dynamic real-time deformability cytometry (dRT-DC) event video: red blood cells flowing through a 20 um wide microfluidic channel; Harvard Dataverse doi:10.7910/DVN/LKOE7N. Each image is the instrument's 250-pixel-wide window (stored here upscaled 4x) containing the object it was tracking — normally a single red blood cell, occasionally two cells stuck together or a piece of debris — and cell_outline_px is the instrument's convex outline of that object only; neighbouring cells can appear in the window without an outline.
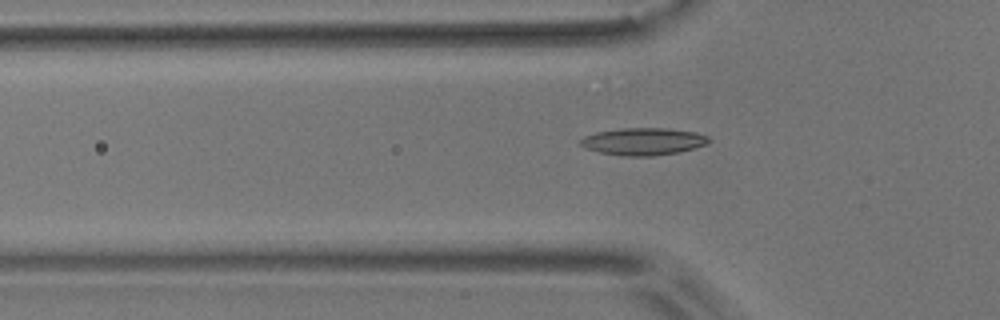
{"species": "common noctule bat (a hibernating species)", "species_latin": "Nyctalus noctula", "temperature_condition": "room temperature", "stored_images_in_passage": 50, "camera_frame_rate_fps": 3000, "um_per_image_px": 0.085, "animal": {"sex": "male", "body_mass_g": 17.9}, "frame": {"image": 1, "passage_image": 18, "time_ms": 5.667, "image_size_px": [1000, 320], "cell_outline_px": [[712, 140], [704, 144], [680, 152], [652, 156], [624, 156], [600, 152], [584, 148], [580, 144], [580, 140], [584, 136], [596, 132], [624, 128], [664, 128], [692, 132], [708, 136]], "centroid_in_image_um": [54.64, 12.03], "position_along_channel_um": 71.2, "area_um2": 20.17}}
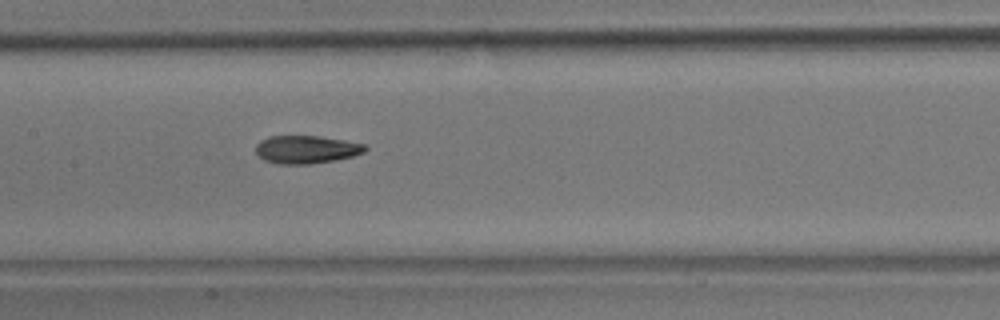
{"frame": {"image": 2, "passage_image": 27, "time_ms": 8.667, "image_size_px": [1000, 320], "cell_outline_px": [[368, 148], [364, 152], [352, 156], [336, 160], [312, 164], [276, 164], [264, 160], [256, 152], [256, 144], [260, 140], [268, 136], [316, 136], [364, 144]], "centroid_in_image_um": [26.0, 12.71], "position_along_channel_um": 181.4, "area_um2": 17.74}}
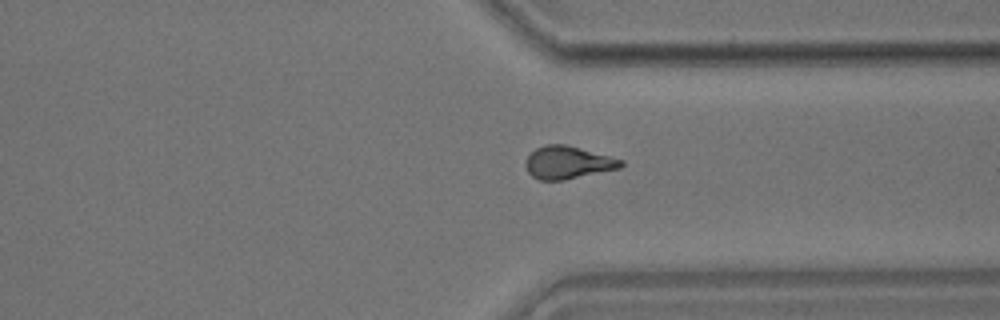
{"frame": {"image": 3, "passage_image": 42, "time_ms": 13.667, "image_size_px": [1000, 320], "cell_outline_px": [[624, 164], [620, 168], [564, 180], [540, 180], [532, 176], [528, 172], [524, 164], [528, 156], [536, 148], [544, 144], [564, 144], [624, 160]], "centroid_in_image_um": [48.25, 13.82], "position_along_channel_um": 363.2, "area_um2": 18.03}, "authors_computed_cell_mechanics": {"area_um2": 18.1781, "velocity_mm_per_s": 3.6423, "shape_relaxation_time_tau1_ms": 5.6469, "shape_relaxation_time_tau2_ms": 4.0038, "deformation_change_tau1": 0.168, "deformation_change_tau2": 0.0866}}